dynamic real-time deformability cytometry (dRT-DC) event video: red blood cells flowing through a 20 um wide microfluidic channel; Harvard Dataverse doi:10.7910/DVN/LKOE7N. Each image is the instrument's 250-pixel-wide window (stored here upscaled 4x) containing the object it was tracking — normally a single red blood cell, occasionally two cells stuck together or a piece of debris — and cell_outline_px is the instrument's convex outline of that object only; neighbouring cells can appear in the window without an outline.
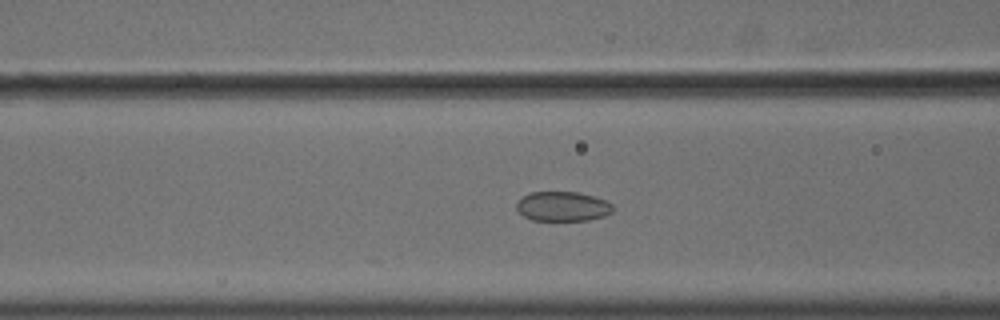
{"species": "common noctule bat (a hibernating species)", "species_latin": "Nyctalus noctula", "temperature_condition": "cold", "stored_images_in_passage": 52, "camera_frame_rate_fps": 3000, "um_per_image_px": 0.085, "animal": {"sex": "male", "body_mass_g": 18.8}, "frame": {"image": 1, "passage_image": 20, "time_ms": 6.333, "image_size_px": [1000, 320], "cell_outline_px": [[616, 208], [612, 212], [604, 216], [588, 220], [532, 220], [524, 216], [516, 208], [516, 204], [528, 192], [580, 192], [604, 200], [612, 204]], "centroid_in_image_um": [47.85, 17.54], "position_along_channel_um": 118.8, "area_um2": 16.59}}
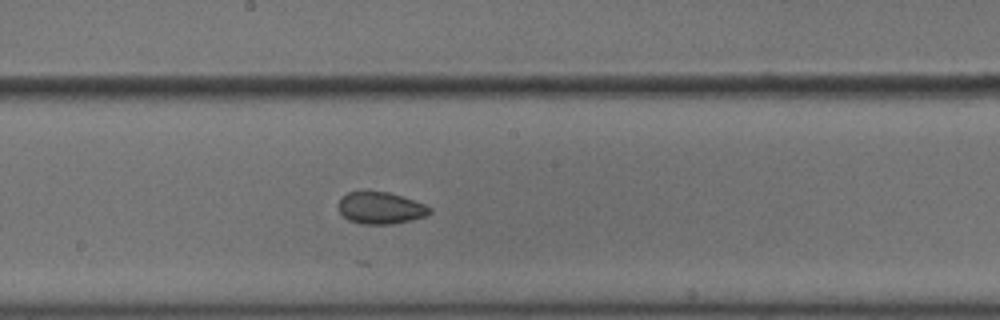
{"frame": {"image": 2, "passage_image": 28, "time_ms": 9.0, "image_size_px": [1000, 320], "cell_outline_px": [[432, 212], [424, 216], [412, 220], [392, 224], [364, 224], [348, 220], [340, 212], [340, 200], [348, 192], [388, 192], [424, 204], [432, 208]], "centroid_in_image_um": [32.38, 17.7], "position_along_channel_um": 215.8, "area_um2": 16.59}}
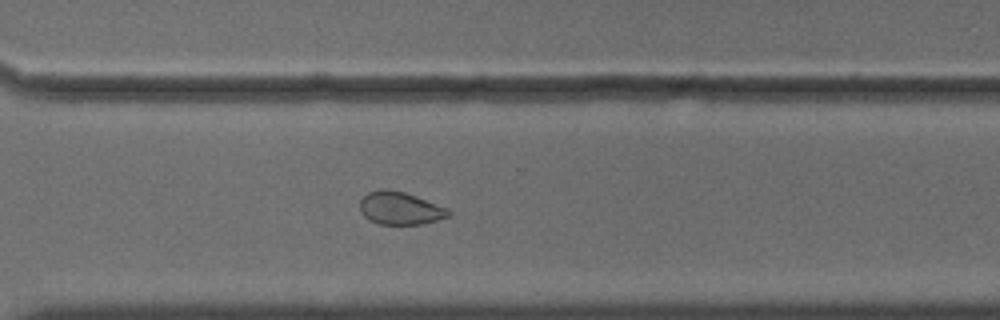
{"frame": {"image": 3, "passage_image": 38, "time_ms": 12.333, "image_size_px": [1000, 320], "cell_outline_px": [[452, 216], [424, 224], [380, 224], [368, 220], [360, 212], [360, 200], [368, 192], [380, 188], [384, 188], [404, 192], [416, 196], [448, 208], [452, 212]], "centroid_in_image_um": [34.03, 17.7], "position_along_channel_um": 336.6, "area_um2": 17.17}, "authors_computed_cell_mechanics": {"area_um2": 16.9065, "velocity_mm_per_s": 3.6279, "shape_relaxation_time_tau1_ms": 8.1752, "shape_relaxation_time_tau2_ms": 2.1863, "deformation_change_tau1": 0.0976, "deformation_change_tau2": 0.0588}}